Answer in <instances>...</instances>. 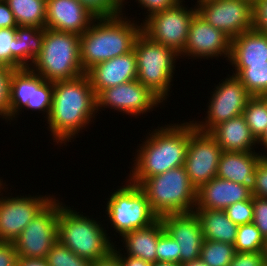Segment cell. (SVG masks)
<instances>
[{"mask_svg": "<svg viewBox=\"0 0 267 266\" xmlns=\"http://www.w3.org/2000/svg\"><path fill=\"white\" fill-rule=\"evenodd\" d=\"M235 253L234 245L232 244L204 240L200 258L208 266H229Z\"/></svg>", "mask_w": 267, "mask_h": 266, "instance_id": "obj_32", "label": "cell"}, {"mask_svg": "<svg viewBox=\"0 0 267 266\" xmlns=\"http://www.w3.org/2000/svg\"><path fill=\"white\" fill-rule=\"evenodd\" d=\"M252 195L267 198V156H263L254 173Z\"/></svg>", "mask_w": 267, "mask_h": 266, "instance_id": "obj_40", "label": "cell"}, {"mask_svg": "<svg viewBox=\"0 0 267 266\" xmlns=\"http://www.w3.org/2000/svg\"><path fill=\"white\" fill-rule=\"evenodd\" d=\"M161 99L148 87L144 86L137 79L105 88L96 95L97 112L101 107L119 110V112L138 116L157 107ZM106 106V107H105Z\"/></svg>", "mask_w": 267, "mask_h": 266, "instance_id": "obj_14", "label": "cell"}, {"mask_svg": "<svg viewBox=\"0 0 267 266\" xmlns=\"http://www.w3.org/2000/svg\"><path fill=\"white\" fill-rule=\"evenodd\" d=\"M152 266H182V264L175 262L156 261L152 264Z\"/></svg>", "mask_w": 267, "mask_h": 266, "instance_id": "obj_51", "label": "cell"}, {"mask_svg": "<svg viewBox=\"0 0 267 266\" xmlns=\"http://www.w3.org/2000/svg\"><path fill=\"white\" fill-rule=\"evenodd\" d=\"M113 247L106 256L97 259L91 263V266H122L120 258L118 257V251Z\"/></svg>", "mask_w": 267, "mask_h": 266, "instance_id": "obj_47", "label": "cell"}, {"mask_svg": "<svg viewBox=\"0 0 267 266\" xmlns=\"http://www.w3.org/2000/svg\"><path fill=\"white\" fill-rule=\"evenodd\" d=\"M209 133L222 151L252 152V146L258 143L243 115L219 123Z\"/></svg>", "mask_w": 267, "mask_h": 266, "instance_id": "obj_22", "label": "cell"}, {"mask_svg": "<svg viewBox=\"0 0 267 266\" xmlns=\"http://www.w3.org/2000/svg\"><path fill=\"white\" fill-rule=\"evenodd\" d=\"M95 112L96 95L86 73L74 79L53 82L47 121L55 142L66 144L86 124L89 125Z\"/></svg>", "mask_w": 267, "mask_h": 266, "instance_id": "obj_1", "label": "cell"}, {"mask_svg": "<svg viewBox=\"0 0 267 266\" xmlns=\"http://www.w3.org/2000/svg\"><path fill=\"white\" fill-rule=\"evenodd\" d=\"M164 231V226L160 218L143 229H136L124 234V244L126 253L129 256L143 259L153 264L157 261L156 247L159 235Z\"/></svg>", "mask_w": 267, "mask_h": 266, "instance_id": "obj_24", "label": "cell"}, {"mask_svg": "<svg viewBox=\"0 0 267 266\" xmlns=\"http://www.w3.org/2000/svg\"><path fill=\"white\" fill-rule=\"evenodd\" d=\"M242 115L252 135L258 141L267 128V97L253 96Z\"/></svg>", "mask_w": 267, "mask_h": 266, "instance_id": "obj_31", "label": "cell"}, {"mask_svg": "<svg viewBox=\"0 0 267 266\" xmlns=\"http://www.w3.org/2000/svg\"><path fill=\"white\" fill-rule=\"evenodd\" d=\"M17 26L13 12L10 10L7 1L0 0V29L16 28Z\"/></svg>", "mask_w": 267, "mask_h": 266, "instance_id": "obj_46", "label": "cell"}, {"mask_svg": "<svg viewBox=\"0 0 267 266\" xmlns=\"http://www.w3.org/2000/svg\"><path fill=\"white\" fill-rule=\"evenodd\" d=\"M121 15L95 18L80 35V61L85 73L100 62L133 50L142 26L127 21Z\"/></svg>", "mask_w": 267, "mask_h": 266, "instance_id": "obj_3", "label": "cell"}, {"mask_svg": "<svg viewBox=\"0 0 267 266\" xmlns=\"http://www.w3.org/2000/svg\"><path fill=\"white\" fill-rule=\"evenodd\" d=\"M17 266H49L46 259L21 258L17 260Z\"/></svg>", "mask_w": 267, "mask_h": 266, "instance_id": "obj_49", "label": "cell"}, {"mask_svg": "<svg viewBox=\"0 0 267 266\" xmlns=\"http://www.w3.org/2000/svg\"><path fill=\"white\" fill-rule=\"evenodd\" d=\"M222 149L209 133L195 129L189 137L184 167L198 190L217 175Z\"/></svg>", "mask_w": 267, "mask_h": 266, "instance_id": "obj_13", "label": "cell"}, {"mask_svg": "<svg viewBox=\"0 0 267 266\" xmlns=\"http://www.w3.org/2000/svg\"><path fill=\"white\" fill-rule=\"evenodd\" d=\"M16 28L0 29V65L16 70Z\"/></svg>", "mask_w": 267, "mask_h": 266, "instance_id": "obj_35", "label": "cell"}, {"mask_svg": "<svg viewBox=\"0 0 267 266\" xmlns=\"http://www.w3.org/2000/svg\"><path fill=\"white\" fill-rule=\"evenodd\" d=\"M195 7L202 18L231 40L253 29V0H210Z\"/></svg>", "mask_w": 267, "mask_h": 266, "instance_id": "obj_11", "label": "cell"}, {"mask_svg": "<svg viewBox=\"0 0 267 266\" xmlns=\"http://www.w3.org/2000/svg\"><path fill=\"white\" fill-rule=\"evenodd\" d=\"M95 95L105 88L137 79V58L134 49L94 65L86 72Z\"/></svg>", "mask_w": 267, "mask_h": 266, "instance_id": "obj_19", "label": "cell"}, {"mask_svg": "<svg viewBox=\"0 0 267 266\" xmlns=\"http://www.w3.org/2000/svg\"><path fill=\"white\" fill-rule=\"evenodd\" d=\"M228 218L237 226L253 222L252 198L234 203L225 209Z\"/></svg>", "mask_w": 267, "mask_h": 266, "instance_id": "obj_38", "label": "cell"}, {"mask_svg": "<svg viewBox=\"0 0 267 266\" xmlns=\"http://www.w3.org/2000/svg\"><path fill=\"white\" fill-rule=\"evenodd\" d=\"M145 193L152 211L160 218L167 214L192 213L197 190L183 166L154 175L145 181H131Z\"/></svg>", "mask_w": 267, "mask_h": 266, "instance_id": "obj_4", "label": "cell"}, {"mask_svg": "<svg viewBox=\"0 0 267 266\" xmlns=\"http://www.w3.org/2000/svg\"><path fill=\"white\" fill-rule=\"evenodd\" d=\"M253 224L260 231L264 239L267 238V198L252 196Z\"/></svg>", "mask_w": 267, "mask_h": 266, "instance_id": "obj_41", "label": "cell"}, {"mask_svg": "<svg viewBox=\"0 0 267 266\" xmlns=\"http://www.w3.org/2000/svg\"><path fill=\"white\" fill-rule=\"evenodd\" d=\"M96 18L112 17L122 13V0H78Z\"/></svg>", "mask_w": 267, "mask_h": 266, "instance_id": "obj_36", "label": "cell"}, {"mask_svg": "<svg viewBox=\"0 0 267 266\" xmlns=\"http://www.w3.org/2000/svg\"><path fill=\"white\" fill-rule=\"evenodd\" d=\"M210 1V0H197V4H201L203 2Z\"/></svg>", "mask_w": 267, "mask_h": 266, "instance_id": "obj_54", "label": "cell"}, {"mask_svg": "<svg viewBox=\"0 0 267 266\" xmlns=\"http://www.w3.org/2000/svg\"><path fill=\"white\" fill-rule=\"evenodd\" d=\"M231 39L221 30L214 28L197 12L192 18L187 42L182 55L189 57H219L224 56L229 60ZM226 55V56H225Z\"/></svg>", "mask_w": 267, "mask_h": 266, "instance_id": "obj_16", "label": "cell"}, {"mask_svg": "<svg viewBox=\"0 0 267 266\" xmlns=\"http://www.w3.org/2000/svg\"><path fill=\"white\" fill-rule=\"evenodd\" d=\"M263 145L267 149V128L264 134L261 136V138L258 140L257 144ZM267 156V155H266Z\"/></svg>", "mask_w": 267, "mask_h": 266, "instance_id": "obj_52", "label": "cell"}, {"mask_svg": "<svg viewBox=\"0 0 267 266\" xmlns=\"http://www.w3.org/2000/svg\"><path fill=\"white\" fill-rule=\"evenodd\" d=\"M15 39L16 70L29 68V65L31 67V64H33L34 60L42 50L44 28L17 26Z\"/></svg>", "mask_w": 267, "mask_h": 266, "instance_id": "obj_26", "label": "cell"}, {"mask_svg": "<svg viewBox=\"0 0 267 266\" xmlns=\"http://www.w3.org/2000/svg\"><path fill=\"white\" fill-rule=\"evenodd\" d=\"M119 252L120 251H118V257L120 258L122 266H152L151 263L146 262L143 259L135 258L129 255L126 257Z\"/></svg>", "mask_w": 267, "mask_h": 266, "instance_id": "obj_48", "label": "cell"}, {"mask_svg": "<svg viewBox=\"0 0 267 266\" xmlns=\"http://www.w3.org/2000/svg\"><path fill=\"white\" fill-rule=\"evenodd\" d=\"M95 18L78 0H47L45 28L82 35Z\"/></svg>", "mask_w": 267, "mask_h": 266, "instance_id": "obj_18", "label": "cell"}, {"mask_svg": "<svg viewBox=\"0 0 267 266\" xmlns=\"http://www.w3.org/2000/svg\"><path fill=\"white\" fill-rule=\"evenodd\" d=\"M60 202L55 198L25 227L14 241L18 257L45 259L58 240Z\"/></svg>", "mask_w": 267, "mask_h": 266, "instance_id": "obj_10", "label": "cell"}, {"mask_svg": "<svg viewBox=\"0 0 267 266\" xmlns=\"http://www.w3.org/2000/svg\"><path fill=\"white\" fill-rule=\"evenodd\" d=\"M193 121L155 129L140 146L130 181H145L154 175L183 166Z\"/></svg>", "mask_w": 267, "mask_h": 266, "instance_id": "obj_2", "label": "cell"}, {"mask_svg": "<svg viewBox=\"0 0 267 266\" xmlns=\"http://www.w3.org/2000/svg\"><path fill=\"white\" fill-rule=\"evenodd\" d=\"M63 205L61 202L57 236L62 244L77 256L91 262L113 250L114 244L107 238L108 235L100 223Z\"/></svg>", "mask_w": 267, "mask_h": 266, "instance_id": "obj_6", "label": "cell"}, {"mask_svg": "<svg viewBox=\"0 0 267 266\" xmlns=\"http://www.w3.org/2000/svg\"><path fill=\"white\" fill-rule=\"evenodd\" d=\"M198 217L204 240L219 241L234 245L238 226L227 216L225 210H194Z\"/></svg>", "mask_w": 267, "mask_h": 266, "instance_id": "obj_25", "label": "cell"}, {"mask_svg": "<svg viewBox=\"0 0 267 266\" xmlns=\"http://www.w3.org/2000/svg\"><path fill=\"white\" fill-rule=\"evenodd\" d=\"M53 95V82L45 80L39 74L31 70V94L27 102V109L32 111H46L48 118Z\"/></svg>", "mask_w": 267, "mask_h": 266, "instance_id": "obj_30", "label": "cell"}, {"mask_svg": "<svg viewBox=\"0 0 267 266\" xmlns=\"http://www.w3.org/2000/svg\"><path fill=\"white\" fill-rule=\"evenodd\" d=\"M266 156L252 152L222 151L219 158L217 177L238 184L252 186L256 166Z\"/></svg>", "mask_w": 267, "mask_h": 266, "instance_id": "obj_21", "label": "cell"}, {"mask_svg": "<svg viewBox=\"0 0 267 266\" xmlns=\"http://www.w3.org/2000/svg\"><path fill=\"white\" fill-rule=\"evenodd\" d=\"M49 266H91V261L77 256L72 250L57 240L46 256Z\"/></svg>", "mask_w": 267, "mask_h": 266, "instance_id": "obj_34", "label": "cell"}, {"mask_svg": "<svg viewBox=\"0 0 267 266\" xmlns=\"http://www.w3.org/2000/svg\"><path fill=\"white\" fill-rule=\"evenodd\" d=\"M156 254L157 261L180 263L178 243L165 230L159 235Z\"/></svg>", "mask_w": 267, "mask_h": 266, "instance_id": "obj_37", "label": "cell"}, {"mask_svg": "<svg viewBox=\"0 0 267 266\" xmlns=\"http://www.w3.org/2000/svg\"><path fill=\"white\" fill-rule=\"evenodd\" d=\"M182 266H208V265L204 263L201 258H198L193 261L183 263Z\"/></svg>", "mask_w": 267, "mask_h": 266, "instance_id": "obj_50", "label": "cell"}, {"mask_svg": "<svg viewBox=\"0 0 267 266\" xmlns=\"http://www.w3.org/2000/svg\"><path fill=\"white\" fill-rule=\"evenodd\" d=\"M250 186L215 177L197 190L194 210H225L230 205L252 198Z\"/></svg>", "mask_w": 267, "mask_h": 266, "instance_id": "obj_20", "label": "cell"}, {"mask_svg": "<svg viewBox=\"0 0 267 266\" xmlns=\"http://www.w3.org/2000/svg\"><path fill=\"white\" fill-rule=\"evenodd\" d=\"M253 30L267 34V0H253Z\"/></svg>", "mask_w": 267, "mask_h": 266, "instance_id": "obj_42", "label": "cell"}, {"mask_svg": "<svg viewBox=\"0 0 267 266\" xmlns=\"http://www.w3.org/2000/svg\"><path fill=\"white\" fill-rule=\"evenodd\" d=\"M164 230L178 243L180 264L200 258L204 241L201 224L194 212L160 217Z\"/></svg>", "mask_w": 267, "mask_h": 266, "instance_id": "obj_17", "label": "cell"}, {"mask_svg": "<svg viewBox=\"0 0 267 266\" xmlns=\"http://www.w3.org/2000/svg\"><path fill=\"white\" fill-rule=\"evenodd\" d=\"M235 75L252 96L267 97V63L231 64Z\"/></svg>", "mask_w": 267, "mask_h": 266, "instance_id": "obj_29", "label": "cell"}, {"mask_svg": "<svg viewBox=\"0 0 267 266\" xmlns=\"http://www.w3.org/2000/svg\"><path fill=\"white\" fill-rule=\"evenodd\" d=\"M13 71V68L0 66V116L6 120L9 113L10 80Z\"/></svg>", "mask_w": 267, "mask_h": 266, "instance_id": "obj_39", "label": "cell"}, {"mask_svg": "<svg viewBox=\"0 0 267 266\" xmlns=\"http://www.w3.org/2000/svg\"><path fill=\"white\" fill-rule=\"evenodd\" d=\"M113 192L106 204L111 226L120 236L155 223L159 217L152 211L145 193L130 180Z\"/></svg>", "mask_w": 267, "mask_h": 266, "instance_id": "obj_8", "label": "cell"}, {"mask_svg": "<svg viewBox=\"0 0 267 266\" xmlns=\"http://www.w3.org/2000/svg\"><path fill=\"white\" fill-rule=\"evenodd\" d=\"M137 58V80L162 101L170 91L175 58L180 55L171 48L151 40L142 31L134 43Z\"/></svg>", "mask_w": 267, "mask_h": 266, "instance_id": "obj_7", "label": "cell"}, {"mask_svg": "<svg viewBox=\"0 0 267 266\" xmlns=\"http://www.w3.org/2000/svg\"><path fill=\"white\" fill-rule=\"evenodd\" d=\"M0 179V189H3ZM52 197H0V242H14Z\"/></svg>", "mask_w": 267, "mask_h": 266, "instance_id": "obj_15", "label": "cell"}, {"mask_svg": "<svg viewBox=\"0 0 267 266\" xmlns=\"http://www.w3.org/2000/svg\"><path fill=\"white\" fill-rule=\"evenodd\" d=\"M183 0L175 6L155 13L143 22L142 32L151 40L171 48L182 57L189 27L197 8L183 7Z\"/></svg>", "mask_w": 267, "mask_h": 266, "instance_id": "obj_9", "label": "cell"}, {"mask_svg": "<svg viewBox=\"0 0 267 266\" xmlns=\"http://www.w3.org/2000/svg\"><path fill=\"white\" fill-rule=\"evenodd\" d=\"M31 94V69L14 70L10 80L8 120L16 118L21 108L27 106Z\"/></svg>", "mask_w": 267, "mask_h": 266, "instance_id": "obj_28", "label": "cell"}, {"mask_svg": "<svg viewBox=\"0 0 267 266\" xmlns=\"http://www.w3.org/2000/svg\"><path fill=\"white\" fill-rule=\"evenodd\" d=\"M212 91L205 122H193L196 129L210 132L221 122L243 114L248 101L253 97L240 80L232 75Z\"/></svg>", "mask_w": 267, "mask_h": 266, "instance_id": "obj_12", "label": "cell"}, {"mask_svg": "<svg viewBox=\"0 0 267 266\" xmlns=\"http://www.w3.org/2000/svg\"><path fill=\"white\" fill-rule=\"evenodd\" d=\"M231 64L267 63V34L250 30L231 40Z\"/></svg>", "mask_w": 267, "mask_h": 266, "instance_id": "obj_23", "label": "cell"}, {"mask_svg": "<svg viewBox=\"0 0 267 266\" xmlns=\"http://www.w3.org/2000/svg\"><path fill=\"white\" fill-rule=\"evenodd\" d=\"M124 1L125 0H122L123 6H124L123 4ZM180 1L181 0H138L140 5H142V7L146 8L147 11H149V14L146 16V19L147 17H150L155 13L161 12L165 9L175 6Z\"/></svg>", "mask_w": 267, "mask_h": 266, "instance_id": "obj_44", "label": "cell"}, {"mask_svg": "<svg viewBox=\"0 0 267 266\" xmlns=\"http://www.w3.org/2000/svg\"><path fill=\"white\" fill-rule=\"evenodd\" d=\"M18 258L14 242H0V266H17Z\"/></svg>", "mask_w": 267, "mask_h": 266, "instance_id": "obj_45", "label": "cell"}, {"mask_svg": "<svg viewBox=\"0 0 267 266\" xmlns=\"http://www.w3.org/2000/svg\"><path fill=\"white\" fill-rule=\"evenodd\" d=\"M263 257L265 260V265H267V238L265 239V245H264V250H263Z\"/></svg>", "mask_w": 267, "mask_h": 266, "instance_id": "obj_53", "label": "cell"}, {"mask_svg": "<svg viewBox=\"0 0 267 266\" xmlns=\"http://www.w3.org/2000/svg\"><path fill=\"white\" fill-rule=\"evenodd\" d=\"M265 239L253 223L238 226L235 252H263Z\"/></svg>", "mask_w": 267, "mask_h": 266, "instance_id": "obj_33", "label": "cell"}, {"mask_svg": "<svg viewBox=\"0 0 267 266\" xmlns=\"http://www.w3.org/2000/svg\"><path fill=\"white\" fill-rule=\"evenodd\" d=\"M18 26L45 28L47 0H6Z\"/></svg>", "mask_w": 267, "mask_h": 266, "instance_id": "obj_27", "label": "cell"}, {"mask_svg": "<svg viewBox=\"0 0 267 266\" xmlns=\"http://www.w3.org/2000/svg\"><path fill=\"white\" fill-rule=\"evenodd\" d=\"M229 266H265L263 252H236Z\"/></svg>", "mask_w": 267, "mask_h": 266, "instance_id": "obj_43", "label": "cell"}, {"mask_svg": "<svg viewBox=\"0 0 267 266\" xmlns=\"http://www.w3.org/2000/svg\"><path fill=\"white\" fill-rule=\"evenodd\" d=\"M31 66L33 72L51 82L85 74L80 61V35L44 28L42 50Z\"/></svg>", "mask_w": 267, "mask_h": 266, "instance_id": "obj_5", "label": "cell"}]
</instances>
